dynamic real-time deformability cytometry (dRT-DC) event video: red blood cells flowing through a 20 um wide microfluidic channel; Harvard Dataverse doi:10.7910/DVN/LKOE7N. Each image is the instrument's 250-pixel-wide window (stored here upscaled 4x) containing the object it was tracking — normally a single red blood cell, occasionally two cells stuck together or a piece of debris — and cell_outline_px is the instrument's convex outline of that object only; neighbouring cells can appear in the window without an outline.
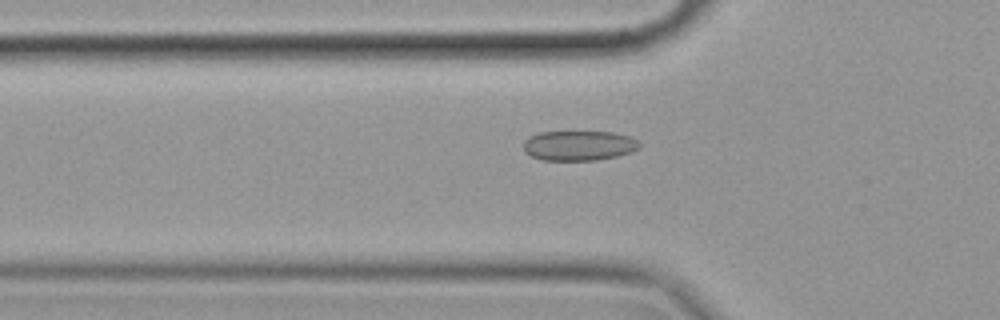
{"species": "common noctule bat (a hibernating species)", "species_latin": "Nyctalus noctula", "temperature_condition": "cold", "stored_images_in_passage": 45, "camera_frame_rate_fps": 3000, "um_per_image_px": 0.085, "animal": {"sex": "female", "body_mass_g": 19.9}, "frame": {"image": 1, "passage_image": 14, "time_ms": 4.333, "image_size_px": [1000, 320], "cell_outline_px": [[640, 148], [632, 152], [616, 156], [596, 160], [544, 160], [532, 156], [524, 152], [524, 140], [528, 136], [540, 132], [612, 132], [628, 136], [636, 140], [640, 144]], "centroid_in_image_um": [49.19, 12.37], "position_along_channel_um": 76.6, "area_um2": 20.17}}
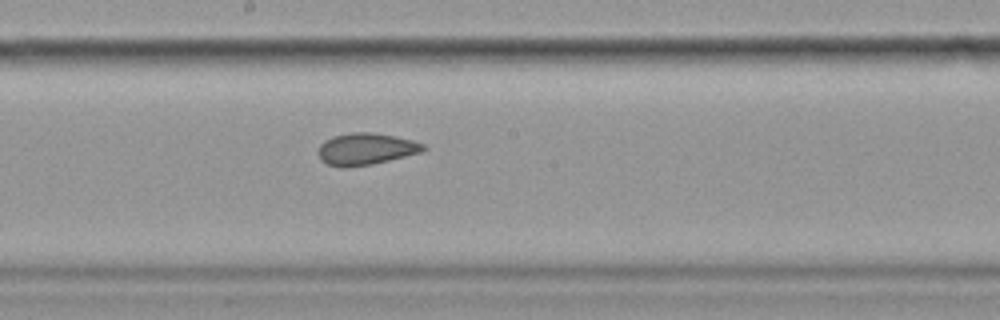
{"frame": {"image": 2, "passage_image": 26, "time_ms": 8.333, "image_size_px": [1000, 320], "cell_outline_px": [[428, 148], [420, 152], [372, 164], [344, 168], [328, 164], [320, 160], [316, 152], [320, 144], [324, 140], [332, 136], [352, 132], [372, 132], [396, 136], [412, 140], [424, 144]], "centroid_in_image_um": [31.05, 12.65], "position_along_channel_um": 217.2, "area_um2": 19.59}}
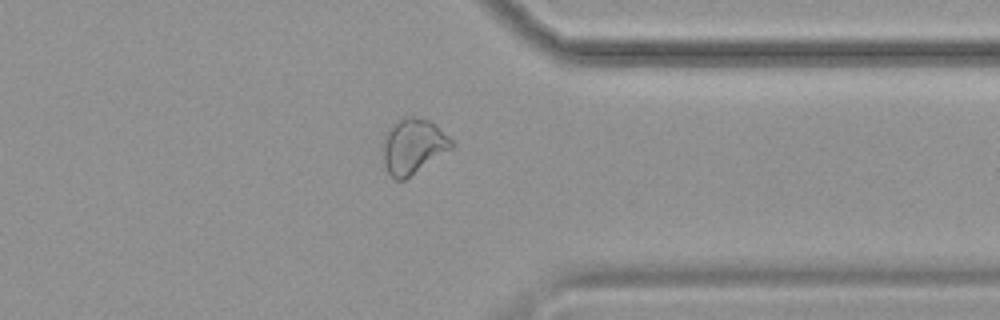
{"frame": {"image": 3, "passage_image": 40, "time_ms": 13.0, "image_size_px": [1000, 320], "cell_outline_px": [[456, 144], [452, 148], [404, 180], [396, 180], [388, 172], [384, 164], [380, 148], [380, 144], [384, 132], [392, 124], [408, 116], [416, 116], [428, 120], [436, 124]], "centroid_in_image_um": [35.06, 12.41], "position_along_channel_um": 376.3, "area_um2": 22.43}}